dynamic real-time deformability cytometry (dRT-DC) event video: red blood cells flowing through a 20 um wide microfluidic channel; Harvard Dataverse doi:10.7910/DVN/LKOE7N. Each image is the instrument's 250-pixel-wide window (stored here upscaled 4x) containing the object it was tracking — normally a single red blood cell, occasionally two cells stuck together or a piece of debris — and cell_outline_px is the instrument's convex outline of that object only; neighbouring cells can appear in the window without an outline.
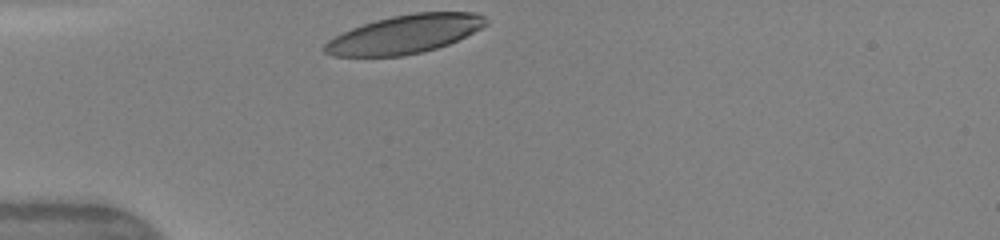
{"species": "human", "species_latin": "Homo sapiens", "temperature_condition": "warm", "stored_images_in_passage": 28, "camera_frame_rate_fps": 3000, "um_per_image_px": 0.085, "donor": {"sex": "female"}, "frame": {"image": 1, "passage_image": 1, "time_ms": 0.0, "image_size_px": [1000, 240], "cell_outline_px": [[488, 24], [448, 44], [436, 48], [404, 56], [332, 56], [324, 52], [320, 48], [328, 40], [352, 28], [376, 20], [392, 16], [412, 12], [476, 12], [484, 16], [488, 20]], "centroid_in_image_um": [34.39, 2.9], "position_along_channel_um": 50.6, "area_um2": 35.95}, "authors_computed_cell_mechanics": {"area_um2": 38.2636, "velocity_mm_per_s": 4.136, "shape_relaxation_time_tau1_ms": 2.2728, "shape_relaxation_time_tau2_ms": null, "deformation_change_tau1": 0.1326, "deformation_change_tau2": null}}